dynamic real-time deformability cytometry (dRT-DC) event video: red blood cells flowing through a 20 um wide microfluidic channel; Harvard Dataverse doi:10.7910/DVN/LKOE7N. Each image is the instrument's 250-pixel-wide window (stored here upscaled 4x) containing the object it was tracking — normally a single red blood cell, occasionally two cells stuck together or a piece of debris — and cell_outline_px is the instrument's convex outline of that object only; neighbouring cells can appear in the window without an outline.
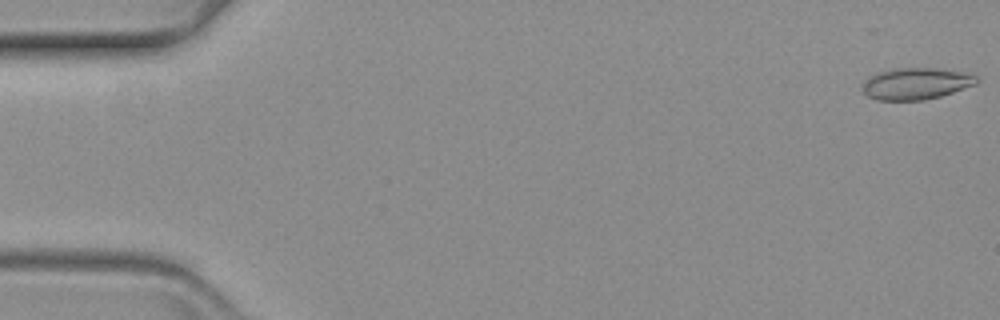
{"species": "common noctule bat (a hibernating species)", "species_latin": "Nyctalus noctula", "temperature_condition": "warm", "stored_images_in_passage": 18, "camera_frame_rate_fps": 3000, "um_per_image_px": 0.085, "animal": {"sex": "female", "body_mass_g": 19.3, "forearm_length_mm": 54.1}, "frame": {"image": 1, "passage_image": 1, "time_ms": 0.0, "image_size_px": [1000, 320], "cell_outline_px": [[980, 80], [976, 84], [940, 96], [924, 100], [876, 100], [868, 96], [860, 88], [860, 84], [868, 76], [892, 68], [936, 68], [960, 72], [976, 76]], "centroid_in_image_um": [77.79, 7.11], "position_along_channel_um": 7.2, "area_um2": 21.1}}
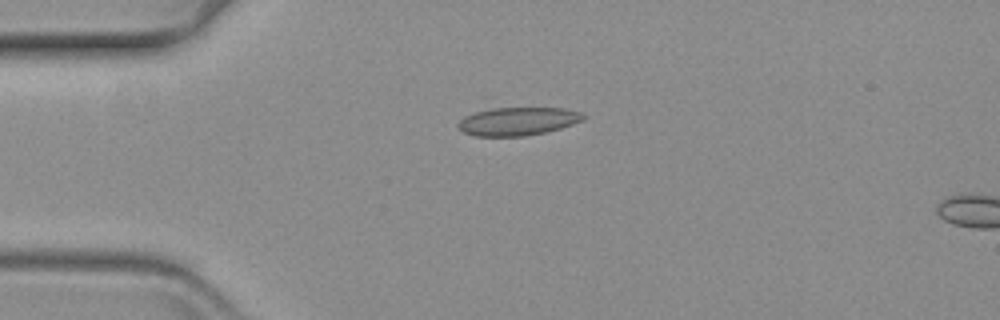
{"frame": {"image": 2, "passage_image": 15, "time_ms": 4.667, "image_size_px": [1000, 320], "cell_outline_px": [[584, 120], [560, 128], [544, 132], [524, 136], [472, 136], [464, 132], [456, 124], [464, 116], [476, 112], [492, 108], [564, 108], [580, 112], [584, 116]], "centroid_in_image_um": [43.99, 10.31], "position_along_channel_um": 41.0, "area_um2": 20.4}}